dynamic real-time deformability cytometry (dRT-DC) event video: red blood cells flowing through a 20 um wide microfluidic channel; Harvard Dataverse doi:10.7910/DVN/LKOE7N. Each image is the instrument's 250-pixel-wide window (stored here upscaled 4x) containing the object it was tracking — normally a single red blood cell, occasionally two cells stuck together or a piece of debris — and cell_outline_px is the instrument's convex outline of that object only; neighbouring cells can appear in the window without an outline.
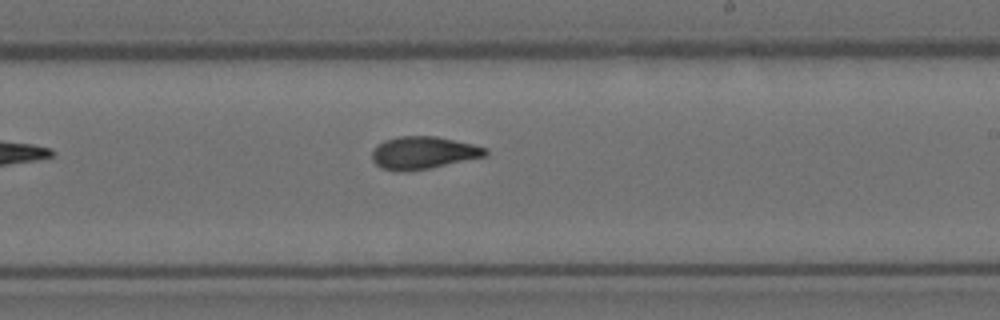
{"species": "Egyptian fruit bat (a non-hibernating species)", "species_latin": "Rousettus aegyptiacus", "temperature_condition": "room temperature", "stored_images_in_passage": 8, "camera_frame_rate_fps": 3000, "um_per_image_px": 0.085, "animal": {"sex": "female"}, "frame": {"image": 1, "passage_image": 8, "time_ms": 2.333, "image_size_px": [1000, 320], "cell_outline_px": [[488, 156], [428, 168], [400, 172], [380, 168], [372, 160], [372, 152], [376, 144], [384, 140], [400, 136], [436, 136], [472, 144], [488, 148]], "centroid_in_image_um": [35.97, 12.98], "position_along_channel_um": 253.0, "area_um2": 21.56}}